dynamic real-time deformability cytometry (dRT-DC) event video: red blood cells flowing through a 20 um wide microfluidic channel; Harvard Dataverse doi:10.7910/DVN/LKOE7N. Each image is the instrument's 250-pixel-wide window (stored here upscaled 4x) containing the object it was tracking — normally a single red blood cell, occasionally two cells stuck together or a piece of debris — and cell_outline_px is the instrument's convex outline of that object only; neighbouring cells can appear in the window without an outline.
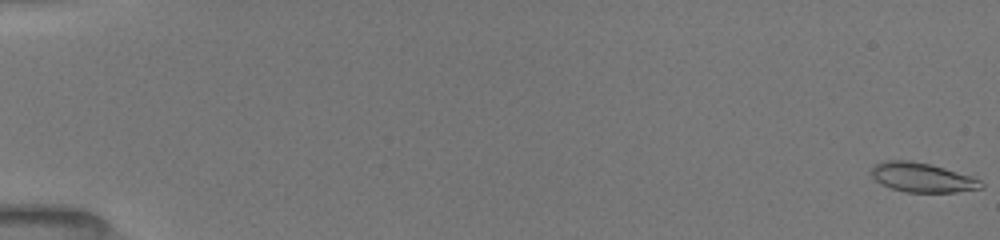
{"species": "common noctule bat (a hibernating species)", "species_latin": "Nyctalus noctula", "temperature_condition": "room temperature", "stored_images_in_passage": 53, "camera_frame_rate_fps": 3000, "um_per_image_px": 0.085, "animal": {"sex": "female", "body_mass_g": 19.5, "forearm_length_mm": 54.1}, "frame": {"image": 1, "passage_image": 1, "time_ms": 0.0, "image_size_px": [1000, 240], "cell_outline_px": [[984, 188], [956, 192], [904, 192], [880, 184], [868, 172], [872, 164], [884, 160], [908, 160], [928, 164], [976, 176], [984, 184]], "centroid_in_image_um": [78.37, 15.08], "position_along_channel_um": 6.6, "area_um2": 19.19}}
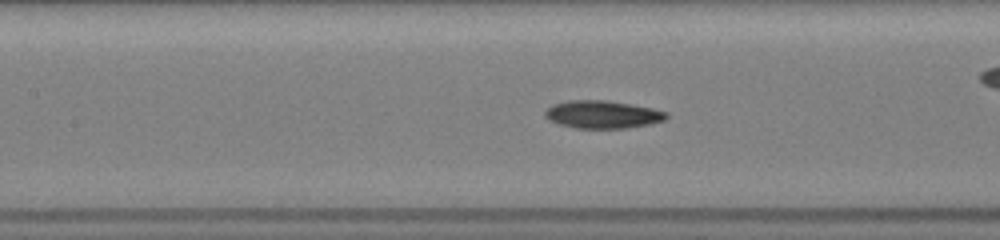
{"frame": {"image": 2, "passage_image": 26, "time_ms": 8.333, "image_size_px": [1000, 240], "cell_outline_px": [[668, 116], [664, 120], [652, 124], [628, 128], [576, 128], [560, 124], [548, 120], [544, 116], [544, 112], [552, 104], [568, 100], [604, 100], [652, 108], [668, 112]], "centroid_in_image_um": [51.21, 9.73], "position_along_channel_um": 156.2, "area_um2": 19.65}}
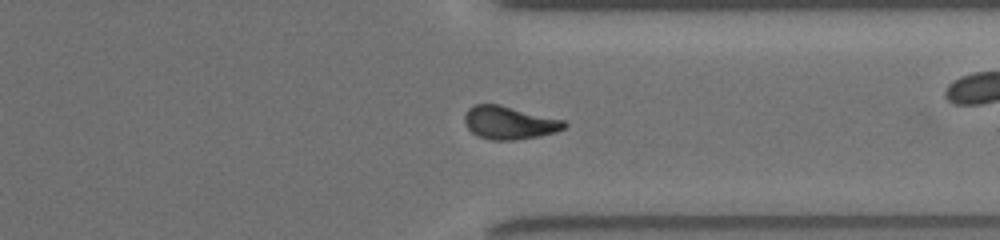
{"frame": {"image": 3, "passage_image": 42, "time_ms": 13.667, "image_size_px": [1000, 240], "cell_outline_px": [[568, 124], [564, 128], [556, 132], [540, 136], [512, 140], [492, 140], [480, 136], [472, 132], [468, 128], [464, 120], [464, 116], [468, 108], [472, 104], [500, 104], [564, 120]], "centroid_in_image_um": [43.29, 10.42], "position_along_channel_um": 368.1, "area_um2": 19.19}, "authors_computed_cell_mechanics": {"area_um2": 19.0162, "velocity_mm_per_s": 3.9766, "shape_relaxation_time_tau1_ms": 4.3245, "shape_relaxation_time_tau2_ms": 4.3208, "deformation_change_tau1": 0.1577, "deformation_change_tau2": 0.104}}